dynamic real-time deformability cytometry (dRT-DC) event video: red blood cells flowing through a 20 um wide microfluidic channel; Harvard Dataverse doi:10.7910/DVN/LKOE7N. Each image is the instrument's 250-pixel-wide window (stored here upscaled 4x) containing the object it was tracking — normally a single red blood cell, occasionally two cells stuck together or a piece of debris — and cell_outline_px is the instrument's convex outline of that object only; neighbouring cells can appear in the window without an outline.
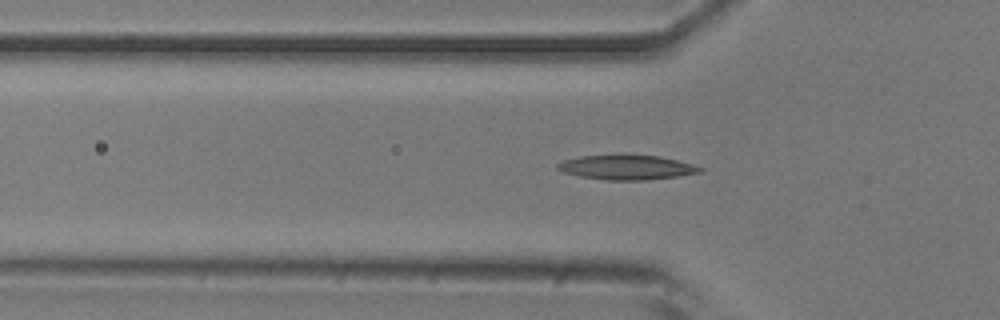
{"species": "common noctule bat (a hibernating species)", "species_latin": "Nyctalus noctula", "temperature_condition": "room temperature", "stored_images_in_passage": 46, "camera_frame_rate_fps": 3000, "um_per_image_px": 0.085, "animal": {"sex": "male", "body_mass_g": 20.5, "forearm_length_mm": 52.5}, "frame": {"image": 1, "passage_image": 17, "time_ms": 5.333, "image_size_px": [1000, 320], "cell_outline_px": [[704, 168], [700, 172], [680, 176], [648, 180], [608, 180], [580, 176], [564, 172], [556, 168], [556, 164], [564, 160], [580, 156], [660, 156], [692, 164]], "centroid_in_image_um": [53.28, 14.24], "position_along_channel_um": 72.5, "area_um2": 20.0}}
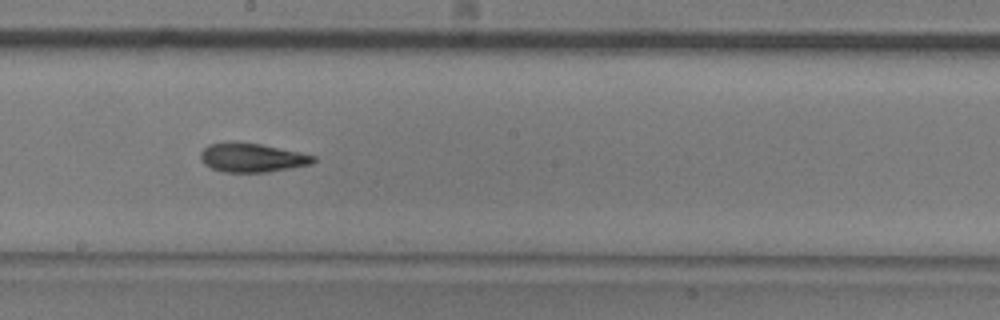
{"frame": {"image": 2, "passage_image": 29, "time_ms": 9.333, "image_size_px": [1000, 320], "cell_outline_px": [[316, 160], [312, 164], [268, 172], [224, 172], [212, 168], [204, 164], [200, 160], [200, 152], [208, 144], [260, 144], [316, 156]], "centroid_in_image_um": [21.43, 13.44], "position_along_channel_um": 226.8, "area_um2": 18.44}}
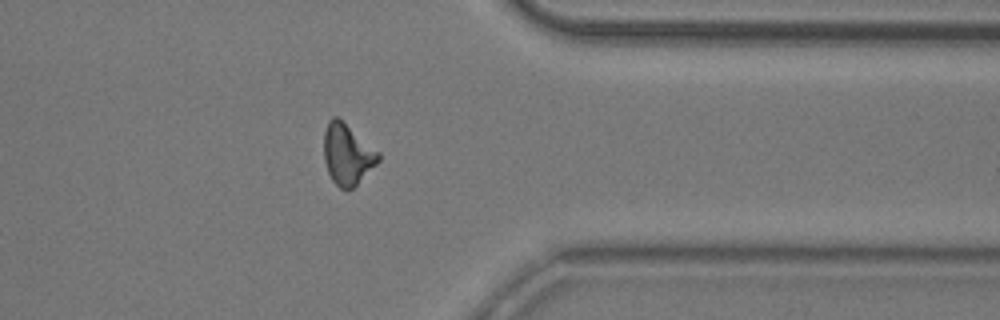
{"frame": {"image": 3, "passage_image": 42, "time_ms": 13.667, "image_size_px": [1000, 320], "cell_outline_px": [[380, 160], [348, 192], [340, 188], [332, 180], [328, 172], [324, 160], [324, 132], [328, 120], [332, 116], [336, 116], [380, 152]], "centroid_in_image_um": [29.51, 13.12], "position_along_channel_um": 381.9, "area_um2": 19.19}}